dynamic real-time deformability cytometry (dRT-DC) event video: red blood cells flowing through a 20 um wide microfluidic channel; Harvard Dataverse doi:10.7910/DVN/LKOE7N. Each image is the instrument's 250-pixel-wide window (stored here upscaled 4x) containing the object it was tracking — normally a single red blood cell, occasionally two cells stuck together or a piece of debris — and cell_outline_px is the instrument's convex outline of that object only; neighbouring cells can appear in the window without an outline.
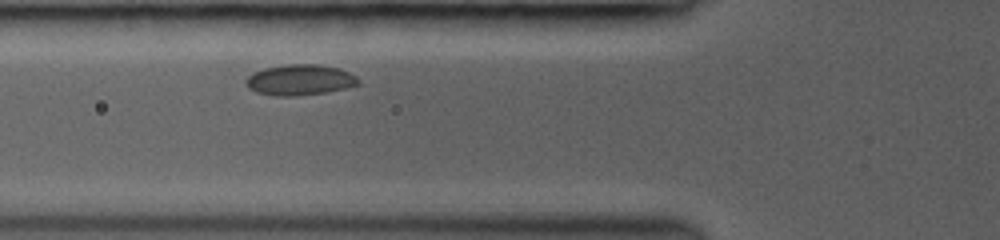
{"species": "common noctule bat (a hibernating species)", "species_latin": "Nyctalus noctula", "temperature_condition": "room temperature", "stored_images_in_passage": 13, "camera_frame_rate_fps": 3000, "um_per_image_px": 0.085, "animal": {"sex": "female", "body_mass_g": 19.0, "forearm_length_mm": 53.3}, "frame": {"image": 1, "passage_image": 2, "time_ms": 1.0, "image_size_px": [1000, 240], "cell_outline_px": [[360, 84], [344, 88], [324, 92], [296, 96], [276, 96], [256, 92], [248, 88], [244, 84], [244, 80], [252, 72], [264, 68], [288, 64], [320, 64], [340, 68], [356, 76], [360, 80]], "centroid_in_image_um": [25.46, 6.78], "position_along_channel_um": 100.3, "area_um2": 20.29}}
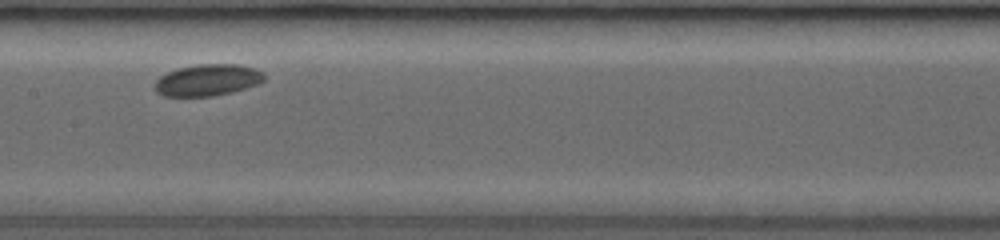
{"frame": {"image": 2, "passage_image": 5, "time_ms": 3.333, "image_size_px": [1000, 240], "cell_outline_px": [[264, 80], [256, 84], [232, 92], [212, 96], [164, 96], [156, 92], [152, 84], [160, 76], [168, 72], [180, 68], [196, 64], [240, 64], [256, 68], [264, 72]], "centroid_in_image_um": [17.63, 6.8], "position_along_channel_um": 189.8, "area_um2": 20.23}}
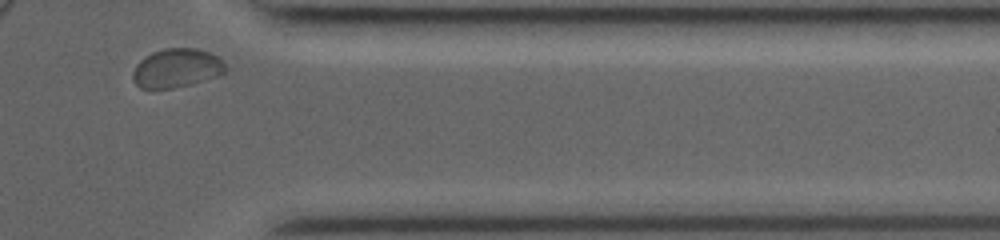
{"frame": {"image": 3, "passage_image": 13, "time_ms": 8.667, "image_size_px": [1000, 240], "cell_outline_px": [[228, 68], [220, 76], [192, 84], [172, 88], [140, 88], [132, 80], [132, 72], [136, 64], [144, 56], [152, 52], [164, 48], [196, 48], [208, 52], [216, 56]], "centroid_in_image_um": [15.0, 5.79], "position_along_channel_um": 396.4, "area_um2": 21.15}, "authors_computed_cell_mechanics": {"area_um2": 20.23, "velocity_mm_per_s": 3.863, "shape_relaxation_time_tau1_ms": 1.1828, "shape_relaxation_time_tau2_ms": null, "deformation_change_tau1": 0.0144, "deformation_change_tau2": null}}